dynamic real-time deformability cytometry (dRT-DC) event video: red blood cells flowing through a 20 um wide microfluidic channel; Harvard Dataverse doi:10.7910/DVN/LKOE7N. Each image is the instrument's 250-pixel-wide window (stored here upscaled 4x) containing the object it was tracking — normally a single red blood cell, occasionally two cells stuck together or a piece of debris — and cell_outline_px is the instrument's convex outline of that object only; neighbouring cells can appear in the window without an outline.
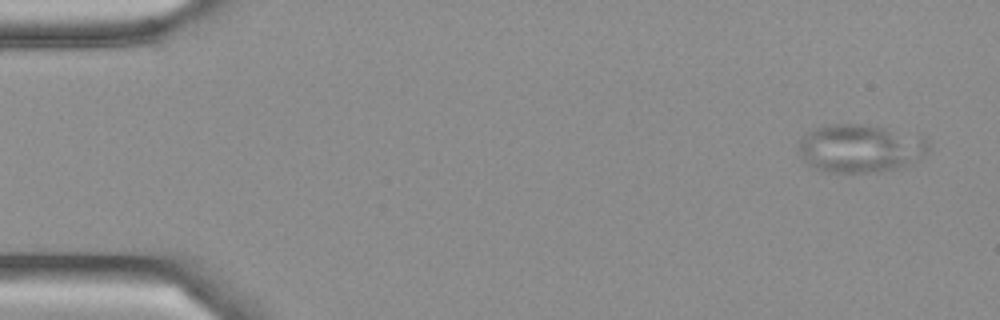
{"species": "Egyptian fruit bat (a non-hibernating species)", "species_latin": "Rousettus aegyptiacus", "temperature_condition": "cold", "stored_images_in_passage": 9, "camera_frame_rate_fps": 3000, "um_per_image_px": 0.085, "frame": {"image": 1, "passage_image": 1, "time_ms": 0.0, "image_size_px": [1000, 320], "cell_outline_px": [[928, 152], [908, 164], [900, 168], [880, 172], [828, 172], [816, 168], [808, 164], [804, 160], [800, 152], [800, 140], [808, 132], [816, 128], [828, 124], [864, 124], [924, 136], [928, 140]], "centroid_in_image_um": [73.15, 12.61], "position_along_channel_um": 11.9, "area_um2": 36.24}}